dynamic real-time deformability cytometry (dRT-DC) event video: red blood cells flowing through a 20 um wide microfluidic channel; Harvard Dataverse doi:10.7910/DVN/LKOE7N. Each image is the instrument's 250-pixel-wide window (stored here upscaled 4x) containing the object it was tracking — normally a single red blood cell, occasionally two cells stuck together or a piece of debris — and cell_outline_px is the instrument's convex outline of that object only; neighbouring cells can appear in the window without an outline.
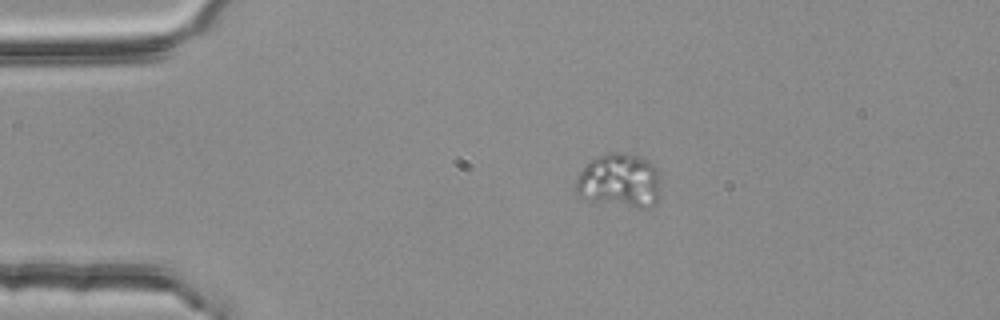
{"species": "common noctule bat (a hibernating species)", "species_latin": "Nyctalus noctula", "temperature_condition": "room temperature", "stored_images_in_passage": 5, "camera_frame_rate_fps": 3000, "um_per_image_px": 0.085, "animal": {"sex": "female", "body_mass_g": 25.1}, "frame": {"image": 1, "passage_image": 5, "time_ms": 1.333, "image_size_px": [1000, 320], "cell_outline_px": [[660, 176], [656, 204], [644, 208], [640, 208], [584, 200], [576, 196], [572, 188], [580, 172], [596, 156], [604, 152], [616, 152], [640, 156], [656, 164]], "centroid_in_image_um": [52.62, 15.36], "position_along_channel_um": 32.4, "area_um2": 27.34}}